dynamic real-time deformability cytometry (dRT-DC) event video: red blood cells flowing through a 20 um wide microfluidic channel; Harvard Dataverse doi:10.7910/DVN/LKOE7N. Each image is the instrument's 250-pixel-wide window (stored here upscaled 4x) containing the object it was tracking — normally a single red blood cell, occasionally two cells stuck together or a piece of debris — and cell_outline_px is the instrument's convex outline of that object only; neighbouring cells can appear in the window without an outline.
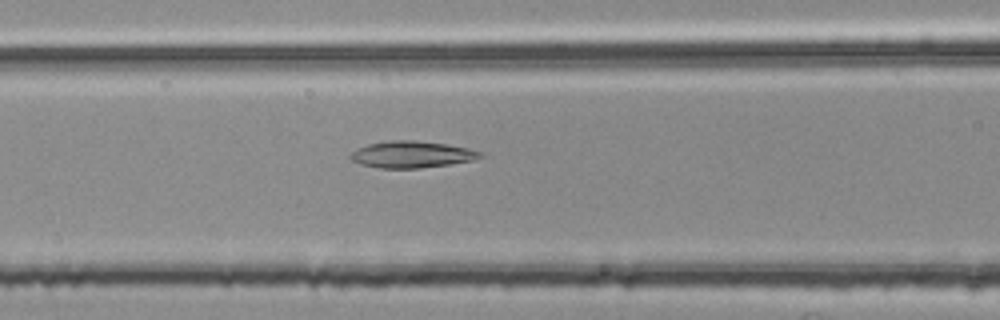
{"species": "common noctule bat (a hibernating species)", "species_latin": "Nyctalus noctula", "temperature_condition": "room temperature", "stored_images_in_passage": 46, "camera_frame_rate_fps": 3000, "um_per_image_px": 0.085, "animal": {"sex": "female", "body_mass_g": 25.1}, "frame": {"image": 1, "passage_image": 14, "time_ms": 4.333, "image_size_px": [1000, 320], "cell_outline_px": [[484, 156], [472, 160], [448, 164], [420, 168], [380, 168], [360, 164], [352, 160], [352, 152], [356, 148], [368, 144], [388, 140], [412, 140], [448, 144], [468, 148], [484, 152]], "centroid_in_image_um": [35.02, 13.12], "position_along_channel_um": 131.6, "area_um2": 20.11}}
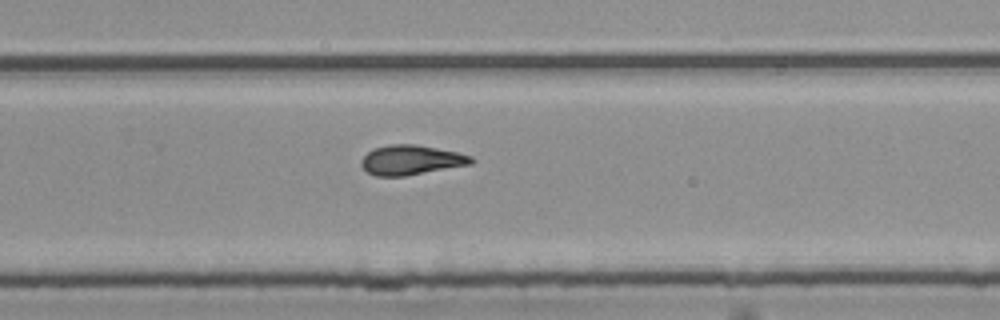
{"frame": {"image": 2, "passage_image": 27, "time_ms": 8.667, "image_size_px": [1000, 320], "cell_outline_px": [[476, 160], [472, 164], [404, 176], [376, 176], [368, 172], [360, 164], [360, 160], [372, 148], [392, 144], [416, 144], [456, 152], [472, 156]], "centroid_in_image_um": [34.94, 13.59], "position_along_channel_um": 294.9, "area_um2": 19.02}}
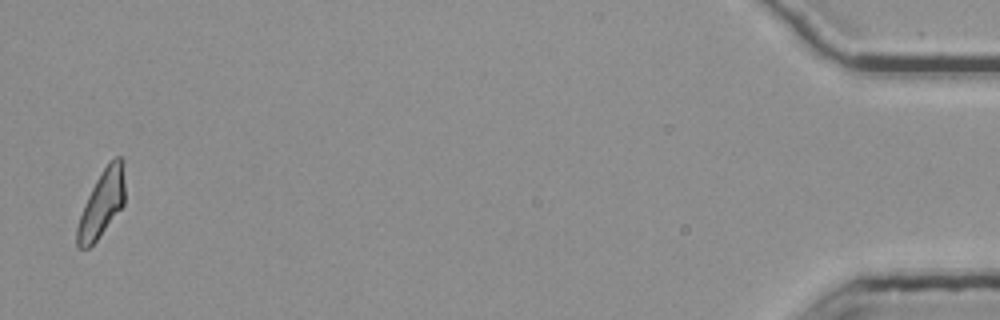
{"frame": {"image": 3, "passage_image": 45, "time_ms": 14.667, "image_size_px": [1000, 320], "cell_outline_px": [[124, 204], [96, 240], [88, 248], [80, 248], [76, 244], [76, 228], [84, 204], [96, 180], [104, 168], [116, 156], [120, 156], [124, 160]], "centroid_in_image_um": [8.65, 17.3], "position_along_channel_um": 426.6, "area_um2": 18.15}, "authors_computed_cell_mechanics": {"area_um2": 18.9873, "velocity_mm_per_s": 3.7786, "shape_relaxation_time_tau1_ms": null, "shape_relaxation_time_tau2_ms": 5.4101, "deformation_change_tau1": null, "deformation_change_tau2": 0.1488}}